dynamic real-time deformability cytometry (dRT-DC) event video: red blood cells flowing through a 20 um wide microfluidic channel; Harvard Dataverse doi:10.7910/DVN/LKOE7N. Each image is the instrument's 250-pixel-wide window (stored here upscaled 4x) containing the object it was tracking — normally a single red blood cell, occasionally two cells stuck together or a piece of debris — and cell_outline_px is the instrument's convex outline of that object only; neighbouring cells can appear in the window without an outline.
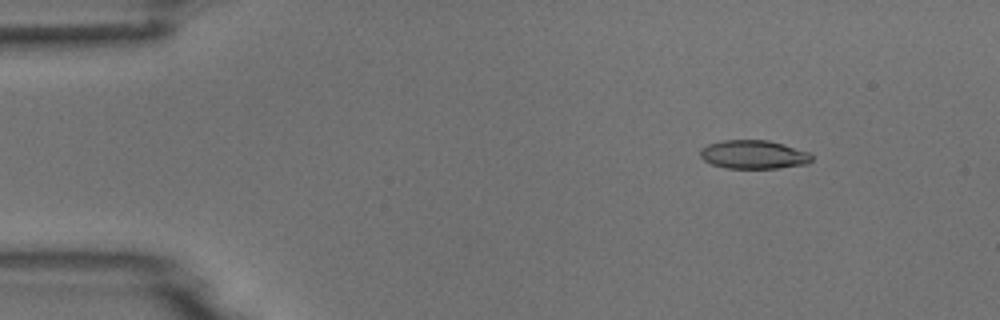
{"species": "common noctule bat (a hibernating species)", "species_latin": "Nyctalus noctula", "temperature_condition": "room temperature", "stored_images_in_passage": 3, "camera_frame_rate_fps": 3000, "um_per_image_px": 0.085, "animal": {"sex": "male", "body_mass_g": 18.8}, "frame": {"image": 1, "passage_image": 1, "time_ms": 0.0, "image_size_px": [1000, 320], "cell_outline_px": [[812, 160], [808, 164], [776, 168], [728, 168], [712, 164], [704, 160], [700, 156], [700, 148], [708, 144], [720, 140], [768, 140], [784, 144], [808, 152], [812, 156]], "centroid_in_image_um": [64.05, 13.13], "position_along_channel_um": 21.0, "area_um2": 18.61}}